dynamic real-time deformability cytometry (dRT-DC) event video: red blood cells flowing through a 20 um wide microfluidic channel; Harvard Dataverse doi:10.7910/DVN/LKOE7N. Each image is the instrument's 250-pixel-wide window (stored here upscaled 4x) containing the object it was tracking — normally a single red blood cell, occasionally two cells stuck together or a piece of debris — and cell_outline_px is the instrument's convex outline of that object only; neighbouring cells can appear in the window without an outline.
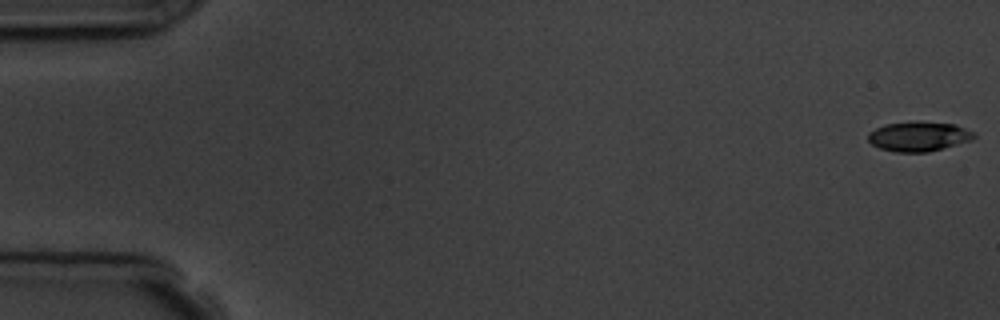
{"species": "common noctule bat (a hibernating species)", "species_latin": "Nyctalus noctula", "temperature_condition": "room temperature", "stored_images_in_passage": 6, "camera_frame_rate_fps": 3000, "um_per_image_px": 0.085, "animal": {"sex": "male", "body_mass_g": 19.5, "forearm_length_mm": 54.6}, "frame": {"image": 1, "passage_image": 1, "time_ms": 0.0, "image_size_px": [1000, 320], "cell_outline_px": [[976, 136], [972, 140], [928, 152], [896, 152], [880, 148], [872, 144], [868, 140], [868, 132], [884, 124], [916, 120], [956, 124], [976, 132]], "centroid_in_image_um": [78.11, 11.57], "position_along_channel_um": 6.9, "area_um2": 18.67}}
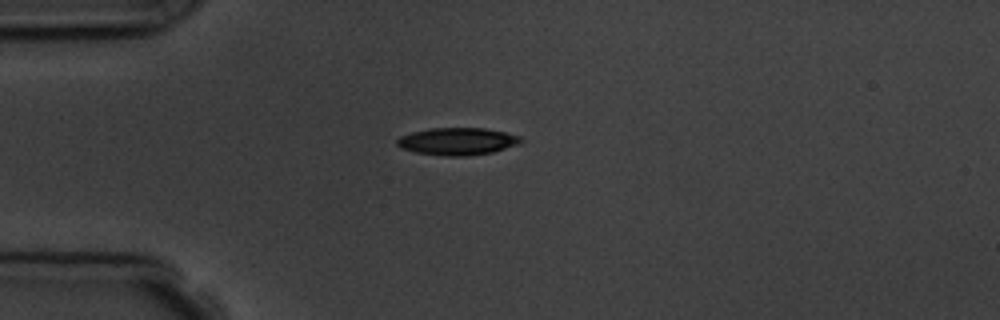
{"frame": {"image": 2, "passage_image": 5, "time_ms": 4.667, "image_size_px": [1000, 320], "cell_outline_px": [[524, 140], [520, 144], [492, 152], [464, 156], [444, 156], [416, 152], [400, 148], [396, 144], [396, 140], [400, 136], [412, 132], [432, 128], [484, 128], [504, 132], [520, 136]], "centroid_in_image_um": [38.88, 12.01], "position_along_channel_um": 46.1, "area_um2": 19.71}}
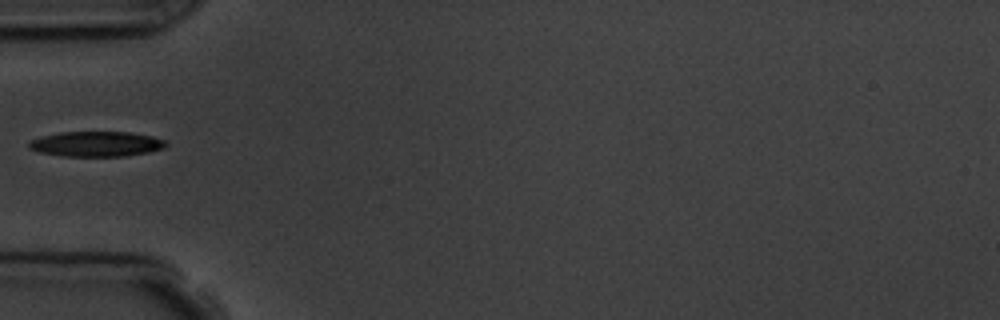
{"frame": {"image": 3, "passage_image": 6, "time_ms": 6.0, "image_size_px": [1000, 320], "cell_outline_px": [[168, 144], [164, 148], [148, 152], [124, 156], [64, 156], [40, 152], [28, 148], [28, 140], [40, 136], [60, 132], [128, 132], [152, 136], [164, 140]], "centroid_in_image_um": [8.15, 12.23], "position_along_channel_um": 76.9, "area_um2": 20.11}}